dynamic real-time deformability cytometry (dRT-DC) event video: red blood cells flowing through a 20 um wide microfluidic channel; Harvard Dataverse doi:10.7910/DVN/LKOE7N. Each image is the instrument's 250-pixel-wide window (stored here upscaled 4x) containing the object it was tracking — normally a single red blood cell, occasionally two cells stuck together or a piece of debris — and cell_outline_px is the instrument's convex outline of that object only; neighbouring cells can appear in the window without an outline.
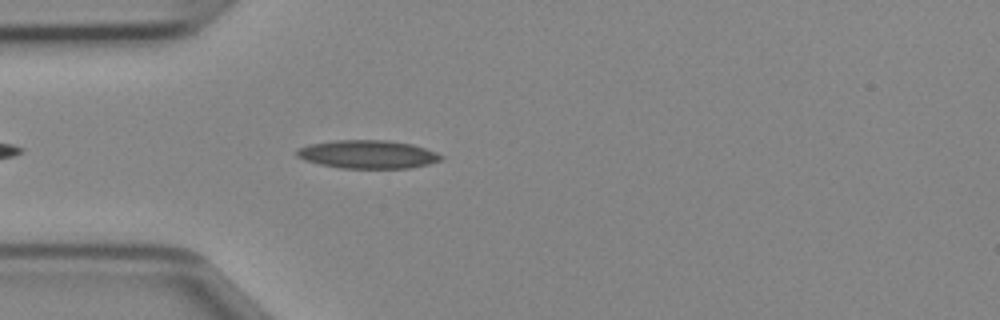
{"species": "Egyptian fruit bat (a non-hibernating species)", "species_latin": "Rousettus aegyptiacus", "temperature_condition": "cold", "stored_images_in_passage": 24, "camera_frame_rate_fps": 3000, "um_per_image_px": 0.085, "animal": {"sex": "female"}, "frame": {"image": 1, "passage_image": 4, "time_ms": 1.0, "image_size_px": [1000, 320], "cell_outline_px": [[444, 160], [412, 168], [340, 168], [320, 164], [304, 160], [296, 156], [296, 148], [308, 144], [336, 140], [388, 140], [412, 144], [436, 152], [444, 156]], "centroid_in_image_um": [31.26, 13.12], "position_along_channel_um": 53.7, "area_um2": 23.99}}
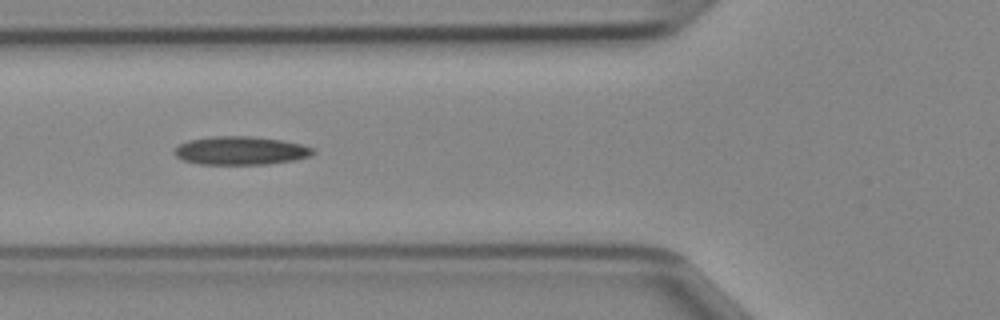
{"frame": {"image": 2, "passage_image": 8, "time_ms": 2.333, "image_size_px": [1000, 320], "cell_outline_px": [[316, 152], [312, 156], [296, 160], [268, 164], [200, 164], [184, 160], [176, 156], [172, 152], [180, 144], [188, 140], [212, 136], [252, 136], [280, 140], [300, 144], [312, 148]], "centroid_in_image_um": [20.47, 12.8], "position_along_channel_um": 105.3, "area_um2": 22.95}}